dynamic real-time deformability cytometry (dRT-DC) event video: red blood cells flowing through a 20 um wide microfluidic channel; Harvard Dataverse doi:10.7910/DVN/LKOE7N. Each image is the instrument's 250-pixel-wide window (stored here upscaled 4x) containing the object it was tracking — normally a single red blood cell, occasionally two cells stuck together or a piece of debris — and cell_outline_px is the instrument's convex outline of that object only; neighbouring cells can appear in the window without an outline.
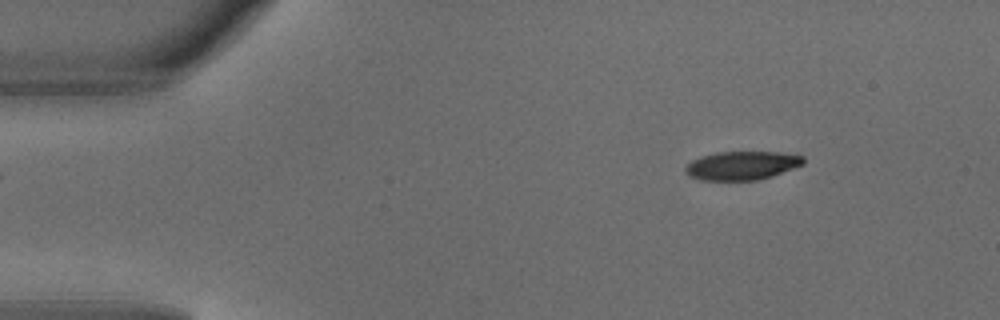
{"species": "common noctule bat (a hibernating species)", "species_latin": "Nyctalus noctula", "temperature_condition": "warm", "stored_images_in_passage": 2, "camera_frame_rate_fps": 3000, "um_per_image_px": 0.085, "animal": {"sex": "male", "body_mass_g": 18.8}, "frame": {"image": 1, "passage_image": 1, "time_ms": 0.0, "image_size_px": [1000, 320], "cell_outline_px": [[804, 164], [772, 176], [756, 180], [700, 180], [688, 176], [684, 172], [684, 168], [692, 160], [700, 156], [716, 152], [780, 152], [804, 156]], "centroid_in_image_um": [63.03, 14.07], "position_along_channel_um": 22.0, "area_um2": 19.77}}